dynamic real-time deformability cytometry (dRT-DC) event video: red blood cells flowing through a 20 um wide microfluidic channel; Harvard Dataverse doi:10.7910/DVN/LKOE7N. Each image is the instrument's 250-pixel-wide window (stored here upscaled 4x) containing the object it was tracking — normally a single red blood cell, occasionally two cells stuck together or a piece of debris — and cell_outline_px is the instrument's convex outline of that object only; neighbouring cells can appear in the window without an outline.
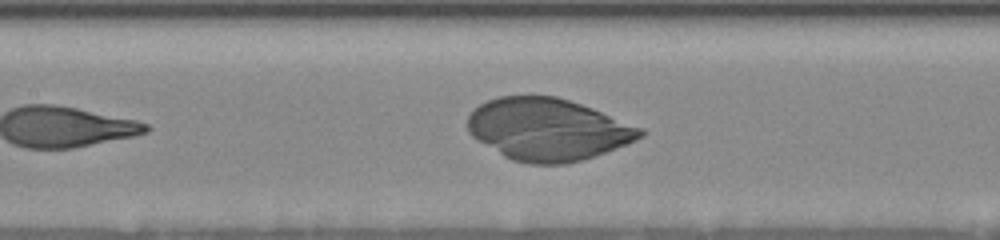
{"species": "human", "species_latin": "Homo sapiens", "temperature_condition": "room temperature", "stored_images_in_passage": 13, "camera_frame_rate_fps": 3000, "um_per_image_px": 0.085, "donor": {"sex": "female"}, "frame": {"image": 1, "passage_image": 13, "time_ms": 8.0, "image_size_px": [1000, 240], "cell_outline_px": [[644, 136], [628, 144], [568, 164], [528, 164], [512, 160], [504, 156], [472, 136], [468, 132], [468, 116], [480, 104], [488, 100], [500, 96], [556, 96], [592, 108], [644, 128]], "centroid_in_image_um": [46.58, 11.0], "position_along_channel_um": 160.8, "area_um2": 62.19}}